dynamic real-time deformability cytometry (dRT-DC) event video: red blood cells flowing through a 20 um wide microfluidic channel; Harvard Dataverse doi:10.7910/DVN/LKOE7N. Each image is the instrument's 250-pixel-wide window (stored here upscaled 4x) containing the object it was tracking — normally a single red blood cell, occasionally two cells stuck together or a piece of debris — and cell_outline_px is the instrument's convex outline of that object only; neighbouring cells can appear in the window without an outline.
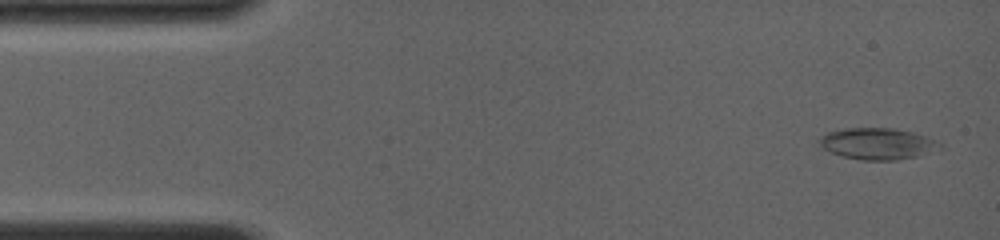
{"species": "common noctule bat (a hibernating species)", "species_latin": "Nyctalus noctula", "temperature_condition": "room temperature", "stored_images_in_passage": 43, "camera_frame_rate_fps": 4000, "um_per_image_px": 0.085, "animal": {"sex": "female", "body_mass_g": 19.0, "forearm_length_mm": 56.7}, "frame": {"image": 1, "passage_image": 1, "time_ms": 0.0, "image_size_px": [1000, 240], "cell_outline_px": [[944, 148], [916, 156], [896, 160], [860, 160], [844, 156], [832, 152], [824, 148], [816, 140], [820, 136], [828, 132], [844, 128], [892, 128], [912, 132], [940, 140], [944, 144]], "centroid_in_image_um": [74.65, 12.21], "position_along_channel_um": 10.4, "area_um2": 22.25}}
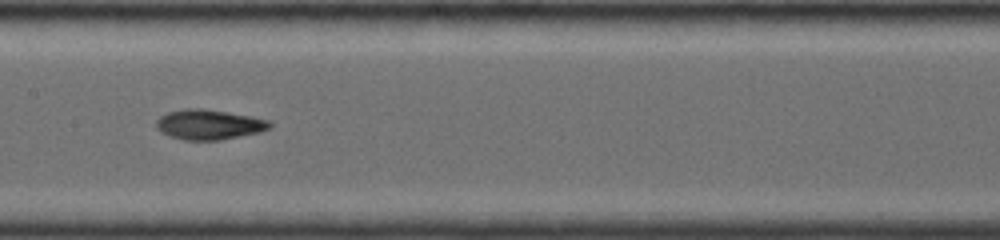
{"frame": {"image": 2, "passage_image": 21, "time_ms": 7.0, "image_size_px": [1000, 240], "cell_outline_px": [[272, 128], [260, 132], [220, 140], [184, 140], [160, 132], [156, 128], [156, 120], [160, 116], [168, 112], [184, 108], [200, 108], [228, 112], [268, 120], [272, 124]], "centroid_in_image_um": [17.75, 10.58], "position_along_channel_um": 189.7, "area_um2": 19.83}}
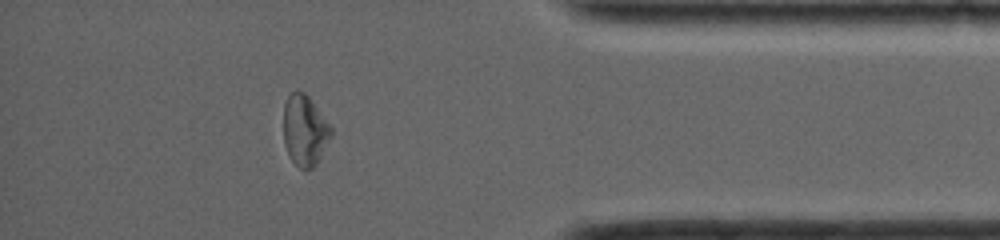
{"frame": {"image": 3, "passage_image": 37, "time_ms": 12.75, "image_size_px": [1000, 240], "cell_outline_px": [[332, 136], [316, 164], [312, 168], [304, 172], [292, 160], [284, 144], [284, 104], [288, 96], [296, 88], [304, 92], [308, 96], [332, 128]], "centroid_in_image_um": [25.9, 11.08], "position_along_channel_um": 409.3, "area_um2": 19.59}, "authors_computed_cell_mechanics": {"area_um2": 19.7676, "velocity_mm_per_s": 4.099, "shape_relaxation_time_tau1_ms": 4.4351, "shape_relaxation_time_tau2_ms": 5.2714, "deformation_change_tau1": 0.1628, "deformation_change_tau2": 0.1177}}